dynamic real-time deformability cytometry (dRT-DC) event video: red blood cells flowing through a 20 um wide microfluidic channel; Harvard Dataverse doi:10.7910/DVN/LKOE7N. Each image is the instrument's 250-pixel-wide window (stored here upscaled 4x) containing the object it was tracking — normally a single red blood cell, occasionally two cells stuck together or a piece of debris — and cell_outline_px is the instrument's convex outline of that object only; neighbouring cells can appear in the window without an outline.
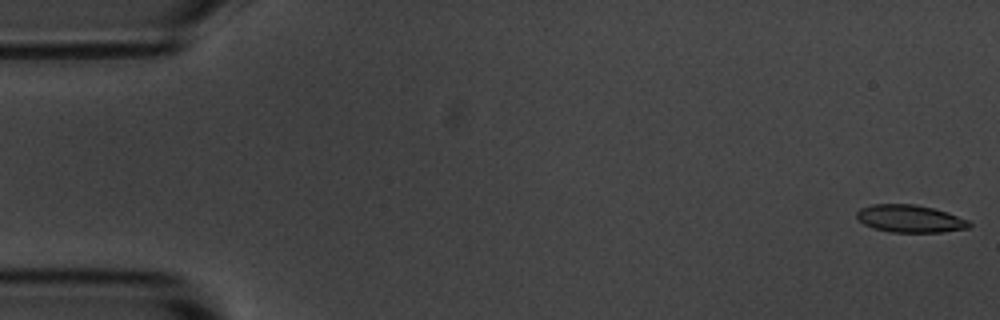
{"species": "common noctule bat (a hibernating species)", "species_latin": "Nyctalus noctula", "temperature_condition": "room temperature", "stored_images_in_passage": 10, "camera_frame_rate_fps": 3000, "um_per_image_px": 0.085, "animal": {"sex": "male", "body_mass_g": 20.1, "forearm_length_mm": 53.5}, "frame": {"image": 1, "passage_image": 1, "time_ms": 0.0, "image_size_px": [1000, 320], "cell_outline_px": [[972, 224], [968, 228], [940, 232], [892, 232], [872, 228], [864, 224], [856, 216], [856, 212], [860, 208], [872, 204], [916, 204], [932, 208], [968, 220]], "centroid_in_image_um": [77.31, 18.59], "position_along_channel_um": 7.7, "area_um2": 17.86}}
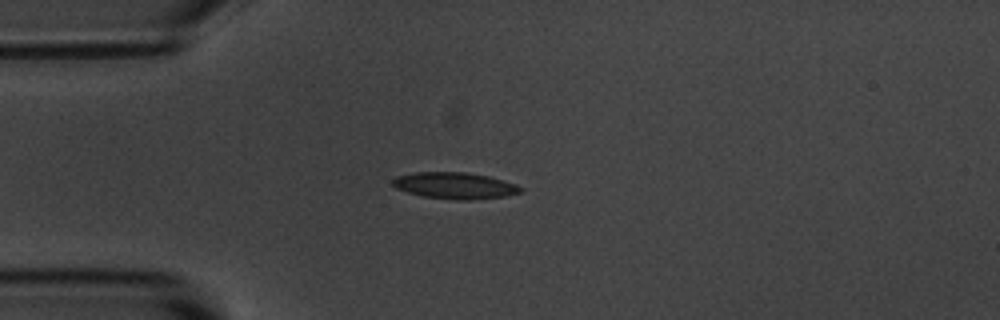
{"frame": {"image": 2, "passage_image": 4, "time_ms": 4.333, "image_size_px": [1000, 320], "cell_outline_px": [[524, 188], [520, 192], [504, 196], [468, 200], [456, 200], [424, 196], [408, 192], [396, 188], [392, 184], [392, 180], [396, 176], [416, 172], [464, 172], [488, 176], [516, 184]], "centroid_in_image_um": [38.65, 15.77], "position_along_channel_um": 46.4, "area_um2": 19.54}}
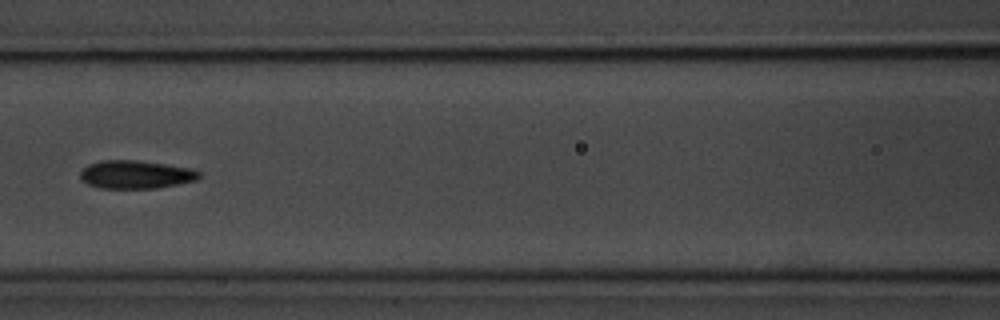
{"frame": {"image": 3, "passage_image": 7, "time_ms": 7.667, "image_size_px": [1000, 320], "cell_outline_px": [[200, 176], [196, 180], [156, 188], [100, 188], [88, 184], [80, 176], [80, 172], [88, 164], [100, 160], [136, 160], [192, 168], [200, 172]], "centroid_in_image_um": [11.53, 14.82], "position_along_channel_um": 155.1, "area_um2": 19.36}}